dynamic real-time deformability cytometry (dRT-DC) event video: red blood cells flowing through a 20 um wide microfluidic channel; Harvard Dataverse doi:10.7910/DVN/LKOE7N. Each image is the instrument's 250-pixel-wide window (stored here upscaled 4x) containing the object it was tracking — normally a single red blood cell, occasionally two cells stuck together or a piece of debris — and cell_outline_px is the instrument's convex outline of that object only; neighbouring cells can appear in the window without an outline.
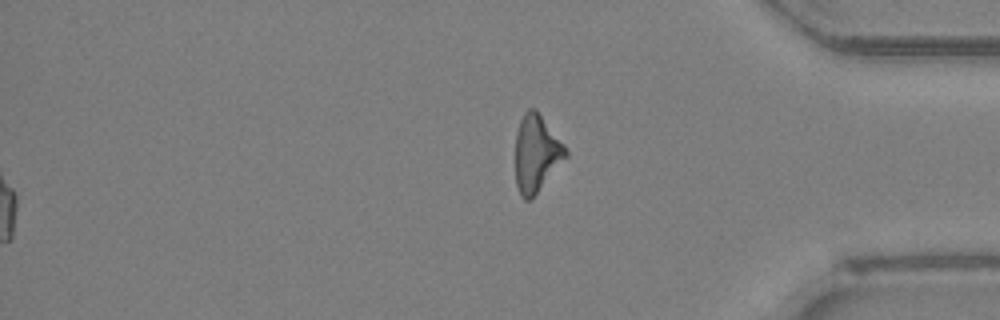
{"species": "Egyptian fruit bat (a non-hibernating species)", "species_latin": "Rousettus aegyptiacus", "temperature_condition": "room temperature", "stored_images_in_passage": 49, "segment_of_instrument_passage": [2, 2], "camera_frame_rate_fps": 3000, "um_per_image_px": 0.085, "animal": {"sex": "female"}, "frame": {"image": 1, "passage_image": 49, "time_ms": 16.0, "image_size_px": [1000, 320], "cell_outline_px": [[568, 156], [536, 192], [528, 200], [524, 200], [520, 196], [516, 184], [516, 132], [520, 120], [524, 112], [528, 108], [536, 108], [564, 144], [568, 152]], "centroid_in_image_um": [45.58, 12.99], "position_along_channel_um": 389.6, "area_um2": 22.37}}